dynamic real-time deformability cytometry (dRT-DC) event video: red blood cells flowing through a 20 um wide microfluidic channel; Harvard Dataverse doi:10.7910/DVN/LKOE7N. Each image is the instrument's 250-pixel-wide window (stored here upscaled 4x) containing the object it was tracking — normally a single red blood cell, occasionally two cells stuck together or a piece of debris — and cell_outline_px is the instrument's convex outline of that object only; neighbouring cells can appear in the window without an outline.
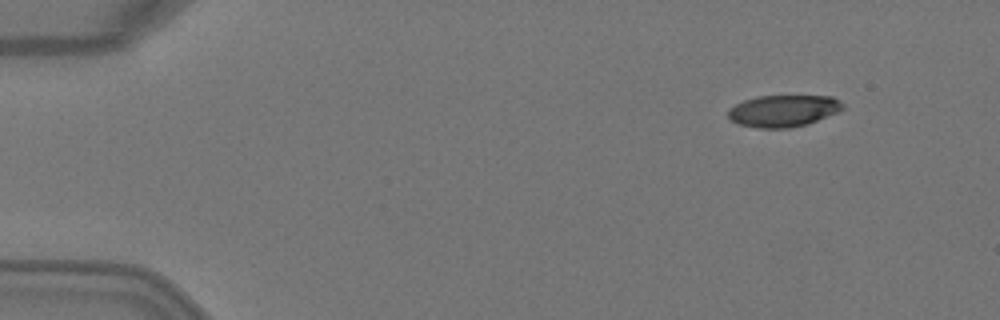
{"species": "Egyptian fruit bat (a non-hibernating species)", "species_latin": "Rousettus aegyptiacus", "temperature_condition": "warm", "stored_images_in_passage": 4, "camera_frame_rate_fps": 3000, "um_per_image_px": 0.085, "animal": {"sex": "female"}, "frame": {"image": 1, "passage_image": 1, "time_ms": 0.0, "image_size_px": [1000, 320], "cell_outline_px": [[844, 108], [836, 112], [808, 124], [788, 128], [756, 128], [740, 124], [732, 120], [728, 116], [728, 108], [744, 100], [756, 96], [832, 96], [840, 100], [844, 104]], "centroid_in_image_um": [66.58, 9.41], "position_along_channel_um": 18.4, "area_um2": 21.21}}
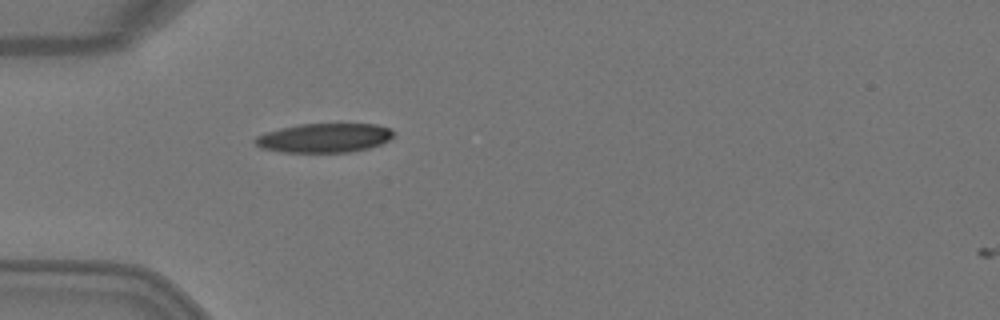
{"frame": {"image": 2, "passage_image": 4, "time_ms": 1.0, "image_size_px": [1000, 320], "cell_outline_px": [[396, 132], [388, 140], [380, 144], [368, 148], [348, 152], [280, 152], [260, 148], [252, 140], [256, 136], [280, 128], [300, 124], [376, 124], [388, 128]], "centroid_in_image_um": [27.53, 11.72], "position_along_channel_um": 57.5, "area_um2": 23.47}}